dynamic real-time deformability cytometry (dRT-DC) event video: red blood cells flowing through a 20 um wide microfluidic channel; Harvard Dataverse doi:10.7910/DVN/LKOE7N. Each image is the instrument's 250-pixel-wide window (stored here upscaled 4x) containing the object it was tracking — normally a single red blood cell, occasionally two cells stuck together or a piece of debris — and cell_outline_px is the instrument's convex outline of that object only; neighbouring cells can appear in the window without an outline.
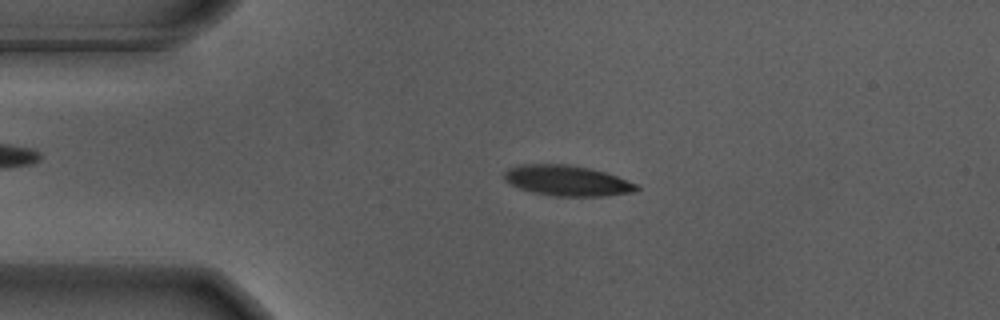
{"species": "Egyptian fruit bat (a non-hibernating species)", "species_latin": "Rousettus aegyptiacus", "temperature_condition": "warm", "stored_images_in_passage": 51, "camera_frame_rate_fps": 3000, "um_per_image_px": 0.085, "animal": {"sex": "male"}, "frame": {"image": 1, "passage_image": 7, "time_ms": 2.0, "image_size_px": [1000, 320], "cell_outline_px": [[640, 188], [632, 192], [604, 196], [552, 196], [532, 192], [520, 188], [504, 180], [504, 172], [508, 168], [520, 164], [564, 164], [588, 168], [604, 172], [616, 176], [636, 184]], "centroid_in_image_um": [48.16, 15.35], "position_along_channel_um": 36.8, "area_um2": 23.29}}
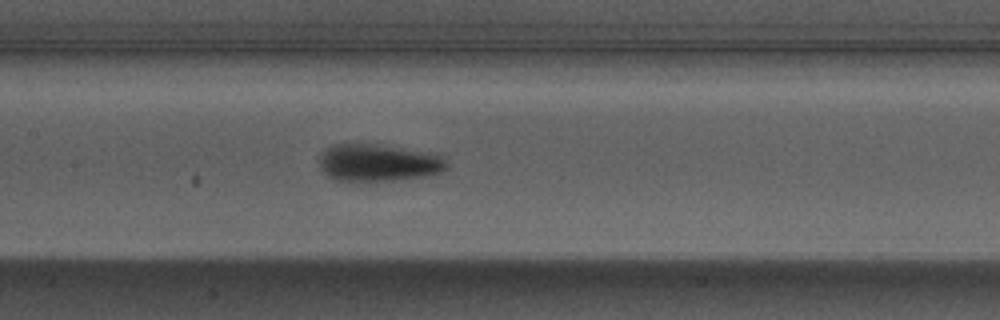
{"frame": {"image": 2, "passage_image": 21, "time_ms": 6.667, "image_size_px": [1000, 320], "cell_outline_px": [[448, 168], [440, 172], [424, 176], [392, 180], [356, 184], [352, 184], [332, 180], [320, 168], [316, 160], [332, 144], [372, 144], [440, 156], [448, 164]], "centroid_in_image_um": [32.0, 13.9], "position_along_channel_um": 175.4, "area_um2": 27.74}}
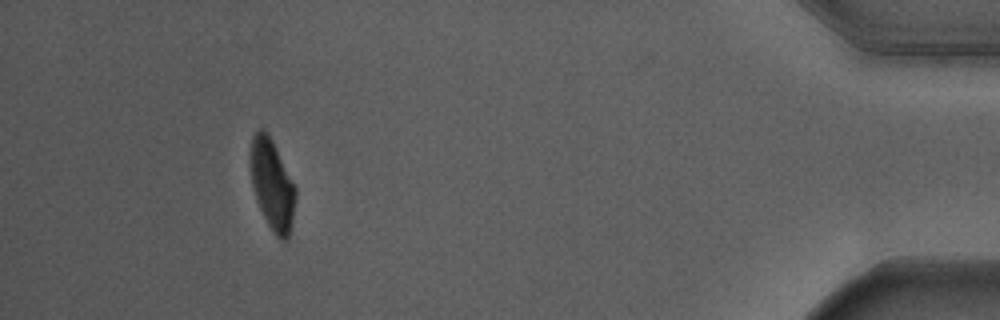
{"frame": {"image": 3, "passage_image": 46, "time_ms": 15.0, "image_size_px": [1000, 320], "cell_outline_px": [[296, 196], [292, 220], [288, 240], [280, 240], [272, 232], [256, 200], [252, 184], [248, 152], [252, 136], [260, 128], [272, 140], [296, 188]], "centroid_in_image_um": [23.11, 15.7], "position_along_channel_um": 412.1, "area_um2": 23.7}, "authors_computed_cell_mechanics": {"area_um2": 25.3164, "velocity_mm_per_s": 3.661, "shape_relaxation_time_tau1_ms": 2.7657, "shape_relaxation_time_tau2_ms": 0.6223, "deformation_change_tau1": 0.179, "deformation_change_tau2": 0.0618}}